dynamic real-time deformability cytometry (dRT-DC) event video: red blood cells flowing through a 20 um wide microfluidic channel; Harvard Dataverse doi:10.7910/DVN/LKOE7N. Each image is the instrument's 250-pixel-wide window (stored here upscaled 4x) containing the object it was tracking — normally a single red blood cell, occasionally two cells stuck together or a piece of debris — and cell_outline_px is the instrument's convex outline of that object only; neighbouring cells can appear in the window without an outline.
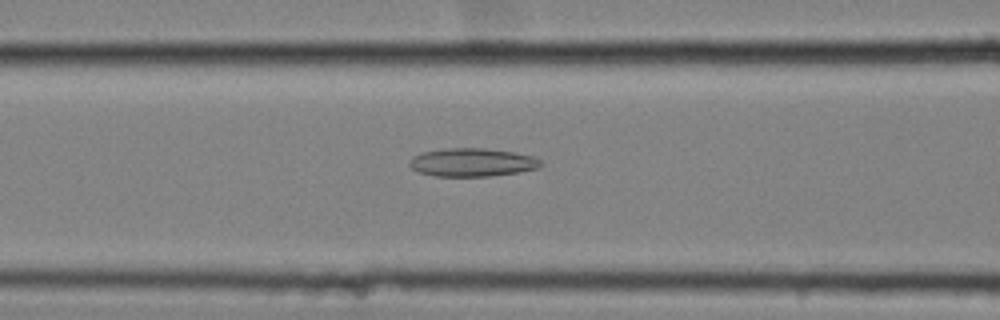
{"species": "common noctule bat (a hibernating species)", "species_latin": "Nyctalus noctula", "temperature_condition": "cold", "stored_images_in_passage": 58, "camera_frame_rate_fps": 3000, "um_per_image_px": 0.085, "animal": {"sex": "female", "body_mass_g": 25.1}, "frame": {"image": 1, "passage_image": 25, "time_ms": 8.0, "image_size_px": [1000, 320], "cell_outline_px": [[544, 164], [540, 168], [520, 172], [492, 176], [436, 176], [420, 172], [412, 168], [408, 164], [408, 160], [412, 156], [424, 152], [448, 148], [484, 148], [512, 152], [532, 156], [540, 160]], "centroid_in_image_um": [40.16, 13.8], "position_along_channel_um": 126.4, "area_um2": 21.68}}
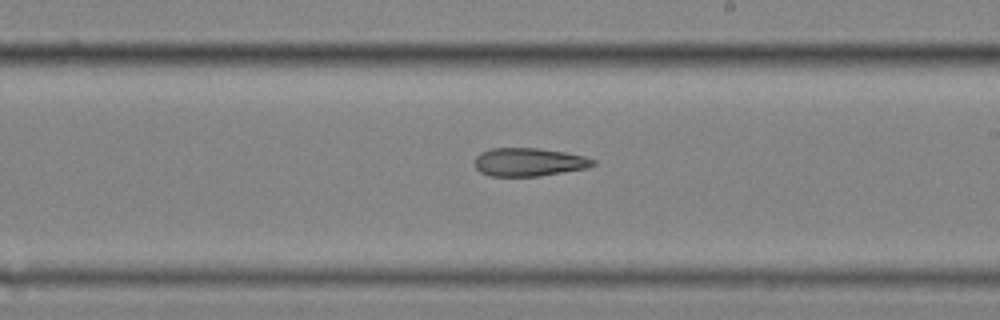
{"frame": {"image": 2, "passage_image": 35, "time_ms": 11.333, "image_size_px": [1000, 320], "cell_outline_px": [[596, 164], [588, 168], [540, 176], [492, 176], [480, 172], [476, 168], [476, 156], [480, 152], [492, 148], [540, 148], [564, 152], [584, 156], [596, 160]], "centroid_in_image_um": [44.98, 13.77], "position_along_channel_um": 244.0, "area_um2": 19.54}}
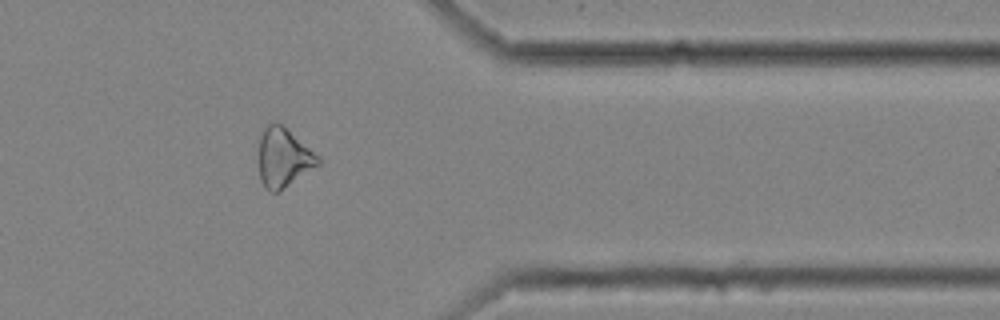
{"frame": {"image": 3, "passage_image": 48, "time_ms": 15.667, "image_size_px": [1000, 320], "cell_outline_px": [[320, 164], [280, 192], [272, 192], [264, 188], [260, 180], [256, 160], [260, 136], [264, 128], [268, 124], [276, 120], [320, 156]], "centroid_in_image_um": [24.05, 13.42], "position_along_channel_um": 387.4, "area_um2": 21.1}}